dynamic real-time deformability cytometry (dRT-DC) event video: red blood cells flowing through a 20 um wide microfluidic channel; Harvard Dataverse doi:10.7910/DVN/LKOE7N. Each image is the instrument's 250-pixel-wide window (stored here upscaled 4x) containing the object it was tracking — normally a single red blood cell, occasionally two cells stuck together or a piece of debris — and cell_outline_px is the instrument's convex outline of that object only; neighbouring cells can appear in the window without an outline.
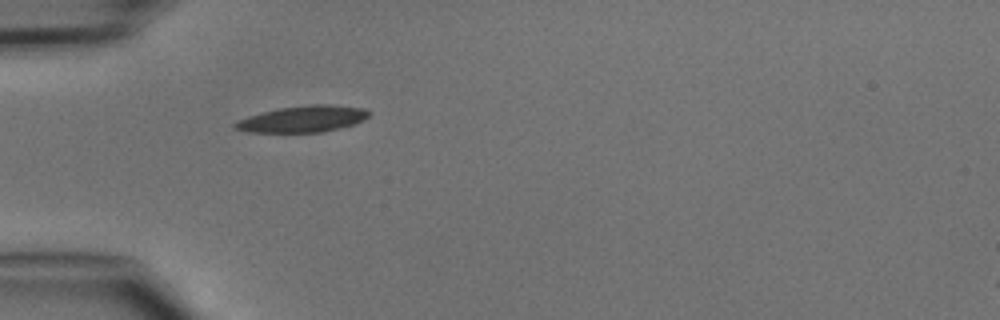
{"species": "common noctule bat (a hibernating species)", "species_latin": "Nyctalus noctula", "temperature_condition": "cold", "stored_images_in_passage": 1, "camera_frame_rate_fps": 3000, "um_per_image_px": 0.085, "animal": {"sex": "male", "body_mass_g": 15.6}, "frame": {"image": 1, "passage_image": 1, "time_ms": 0.0, "image_size_px": [1000, 320], "cell_outline_px": [[372, 112], [368, 116], [352, 124], [320, 132], [248, 132], [232, 128], [232, 124], [236, 120], [248, 116], [280, 108], [308, 104], [332, 104], [364, 108]], "centroid_in_image_um": [25.69, 10.1], "position_along_channel_um": 59.3, "area_um2": 20.46}}